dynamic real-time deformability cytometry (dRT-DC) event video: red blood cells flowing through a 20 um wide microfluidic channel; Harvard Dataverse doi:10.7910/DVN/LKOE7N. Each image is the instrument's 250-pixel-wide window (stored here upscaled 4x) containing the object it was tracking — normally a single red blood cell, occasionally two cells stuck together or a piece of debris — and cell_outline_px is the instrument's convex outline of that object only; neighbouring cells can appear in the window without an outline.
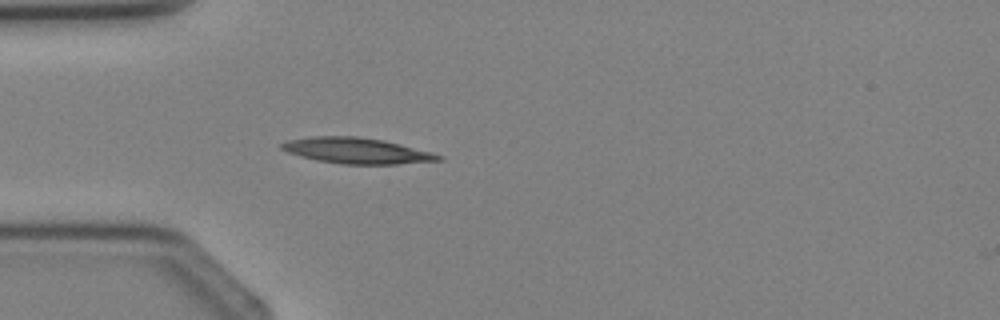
{"species": "Egyptian fruit bat (a non-hibernating species)", "species_latin": "Rousettus aegyptiacus", "temperature_condition": "cold", "stored_images_in_passage": 2, "camera_frame_rate_fps": 3000, "um_per_image_px": 0.085, "animal": {"sex": "female"}, "frame": {"image": 1, "passage_image": 2, "time_ms": 1.333, "image_size_px": [1000, 320], "cell_outline_px": [[444, 160], [396, 164], [344, 164], [316, 160], [288, 152], [280, 148], [280, 144], [288, 140], [312, 136], [356, 136], [384, 140], [432, 152], [444, 156]], "centroid_in_image_um": [30.35, 12.8], "position_along_channel_um": 54.7, "area_um2": 23.52}}